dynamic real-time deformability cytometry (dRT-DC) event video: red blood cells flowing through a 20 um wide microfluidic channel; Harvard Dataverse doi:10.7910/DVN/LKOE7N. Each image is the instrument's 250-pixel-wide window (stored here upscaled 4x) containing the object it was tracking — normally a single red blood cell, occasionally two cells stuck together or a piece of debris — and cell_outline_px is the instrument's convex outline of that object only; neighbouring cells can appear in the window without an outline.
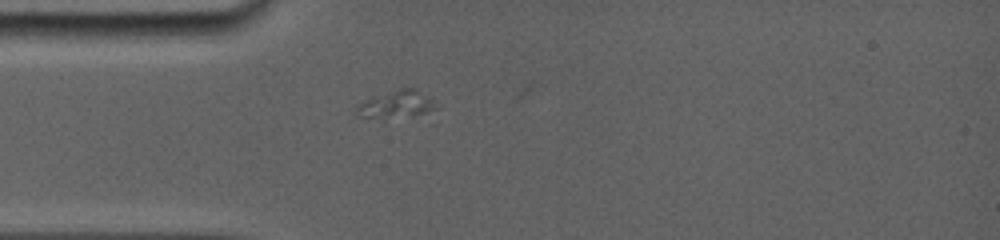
{"species": "common noctule bat (a hibernating species)", "species_latin": "Nyctalus noctula", "temperature_condition": "room temperature", "stored_images_in_passage": 7, "camera_frame_rate_fps": 5000, "um_per_image_px": 0.085, "animal": {"sex": "female", "body_mass_g": 19.0, "forearm_length_mm": 56.7}, "frame": {"image": 1, "passage_image": 1, "time_ms": 0.0, "image_size_px": [1000, 240], "cell_outline_px": [[440, 108], [432, 124], [384, 124], [356, 116], [352, 112], [364, 100], [372, 96], [400, 88], [412, 88], [432, 100]], "centroid_in_image_um": [33.88, 9.18], "position_along_channel_um": 51.1, "area_um2": 16.59}}